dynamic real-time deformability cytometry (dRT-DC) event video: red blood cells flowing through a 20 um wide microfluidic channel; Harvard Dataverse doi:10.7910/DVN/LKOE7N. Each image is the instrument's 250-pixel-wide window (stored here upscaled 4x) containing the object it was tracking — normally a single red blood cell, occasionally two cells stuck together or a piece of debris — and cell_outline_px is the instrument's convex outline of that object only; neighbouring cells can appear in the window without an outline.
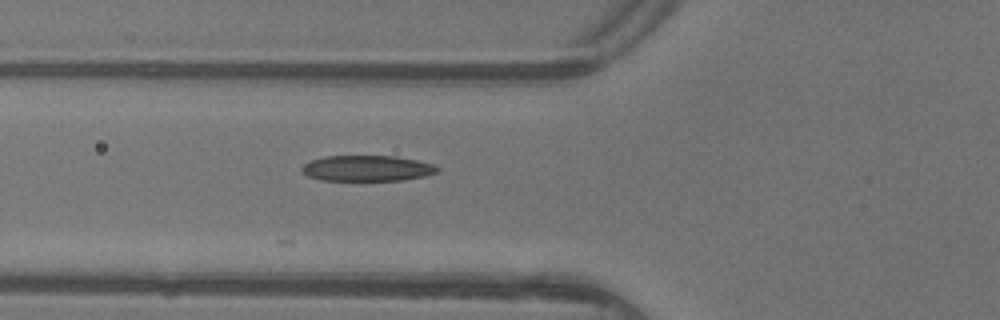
{"species": "common noctule bat (a hibernating species)", "species_latin": "Nyctalus noctula", "temperature_condition": "warm", "stored_images_in_passage": 5, "camera_frame_rate_fps": 3000, "um_per_image_px": 0.085, "animal": {"sex": "female"}, "frame": {"image": 1, "passage_image": 5, "time_ms": 1.333, "image_size_px": [1000, 320], "cell_outline_px": [[440, 172], [424, 176], [404, 180], [320, 180], [308, 176], [300, 172], [300, 168], [304, 164], [312, 160], [324, 156], [396, 156], [416, 160], [432, 164], [440, 168]], "centroid_in_image_um": [31.19, 14.31], "position_along_channel_um": 94.6, "area_um2": 20.4}}